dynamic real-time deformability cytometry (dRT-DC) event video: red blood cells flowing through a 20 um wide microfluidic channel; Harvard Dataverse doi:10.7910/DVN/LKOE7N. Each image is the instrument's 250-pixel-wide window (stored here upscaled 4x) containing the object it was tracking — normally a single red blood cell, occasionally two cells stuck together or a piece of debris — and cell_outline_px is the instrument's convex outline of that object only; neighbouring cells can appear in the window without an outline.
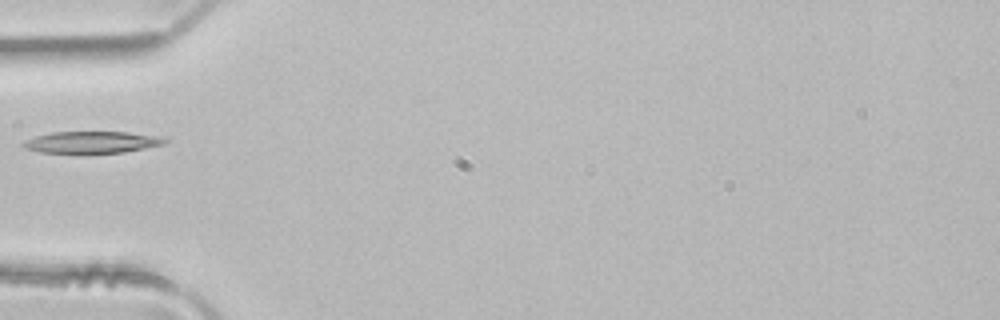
{"species": "common noctule bat (a hibernating species)", "species_latin": "Nyctalus noctula", "temperature_condition": "room temperature", "stored_images_in_passage": 4, "camera_frame_rate_fps": 3000, "um_per_image_px": 0.085, "animal": {"sex": "male", "body_mass_g": 21.5, "forearm_length_mm": 52.0}, "frame": {"image": 1, "passage_image": 4, "time_ms": 1.0, "image_size_px": [1000, 320], "cell_outline_px": [[168, 140], [164, 144], [124, 152], [40, 152], [24, 148], [20, 144], [24, 140], [36, 136], [52, 132], [128, 132], [152, 136]], "centroid_in_image_um": [7.72, 12.08], "position_along_channel_um": 77.3, "area_um2": 17.46}}